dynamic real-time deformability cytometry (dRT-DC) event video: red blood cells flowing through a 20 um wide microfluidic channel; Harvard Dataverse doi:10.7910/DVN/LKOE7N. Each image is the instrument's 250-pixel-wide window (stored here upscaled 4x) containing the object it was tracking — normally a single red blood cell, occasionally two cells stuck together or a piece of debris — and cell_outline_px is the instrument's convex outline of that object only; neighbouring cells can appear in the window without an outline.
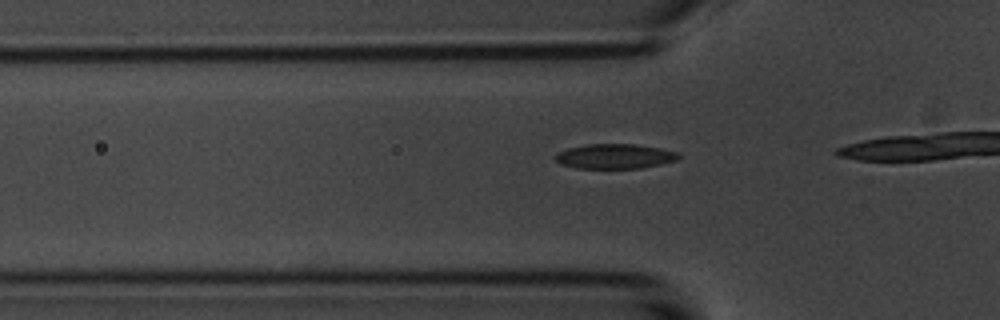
{"species": "common noctule bat (a hibernating species)", "species_latin": "Nyctalus noctula", "temperature_condition": "room temperature", "stored_images_in_passage": 18, "camera_frame_rate_fps": 3000, "um_per_image_px": 0.085, "animal": {"sex": "male", "body_mass_g": 20.1, "forearm_length_mm": 53.5}, "frame": {"image": 1, "passage_image": 13, "time_ms": 4.0, "image_size_px": [1000, 320], "cell_outline_px": [[680, 156], [676, 160], [660, 164], [640, 168], [576, 168], [560, 164], [556, 160], [556, 152], [568, 148], [588, 144], [636, 144], [660, 148], [676, 152]], "centroid_in_image_um": [52.23, 13.28], "position_along_channel_um": 73.6, "area_um2": 17.69}}
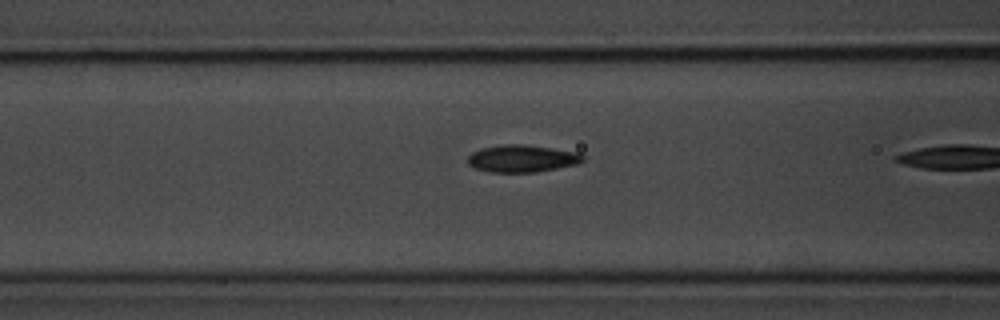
{"frame": {"image": 2, "passage_image": 17, "time_ms": 5.333, "image_size_px": [1000, 320], "cell_outline_px": [[584, 160], [576, 164], [536, 172], [488, 172], [476, 168], [468, 164], [468, 156], [472, 152], [480, 148], [504, 144], [524, 144], [580, 152], [584, 156]], "centroid_in_image_um": [44.37, 13.46], "position_along_channel_um": 122.2, "area_um2": 18.32}}